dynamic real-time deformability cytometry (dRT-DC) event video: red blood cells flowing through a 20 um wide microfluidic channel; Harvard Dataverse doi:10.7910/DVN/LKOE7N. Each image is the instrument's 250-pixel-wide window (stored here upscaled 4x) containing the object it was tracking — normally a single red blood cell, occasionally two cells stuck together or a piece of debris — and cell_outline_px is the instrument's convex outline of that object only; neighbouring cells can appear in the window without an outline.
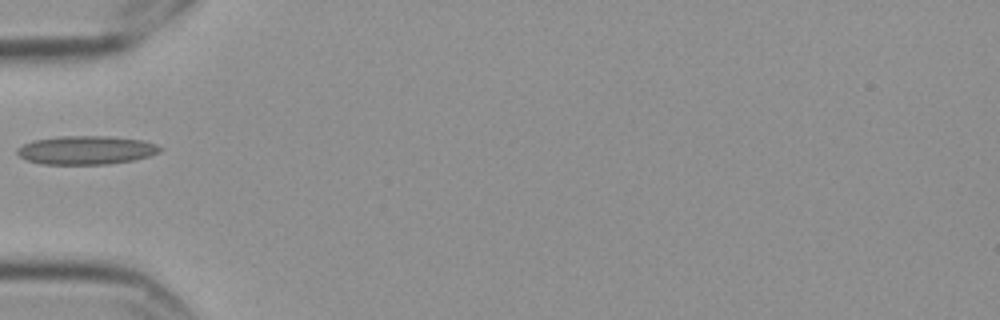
{"species": "Egyptian fruit bat (a non-hibernating species)", "species_latin": "Rousettus aegyptiacus", "temperature_condition": "cold", "stored_images_in_passage": 1, "camera_frame_rate_fps": 3000, "um_per_image_px": 0.085, "frame": {"image": 1, "passage_image": 1, "time_ms": 0.0, "image_size_px": [1000, 320], "cell_outline_px": [[164, 148], [160, 152], [148, 156], [132, 160], [108, 164], [44, 164], [28, 160], [20, 156], [16, 152], [16, 148], [32, 140], [56, 136], [108, 136], [144, 140], [156, 144]], "centroid_in_image_um": [7.33, 12.75], "position_along_channel_um": 77.7, "area_um2": 23.87}}